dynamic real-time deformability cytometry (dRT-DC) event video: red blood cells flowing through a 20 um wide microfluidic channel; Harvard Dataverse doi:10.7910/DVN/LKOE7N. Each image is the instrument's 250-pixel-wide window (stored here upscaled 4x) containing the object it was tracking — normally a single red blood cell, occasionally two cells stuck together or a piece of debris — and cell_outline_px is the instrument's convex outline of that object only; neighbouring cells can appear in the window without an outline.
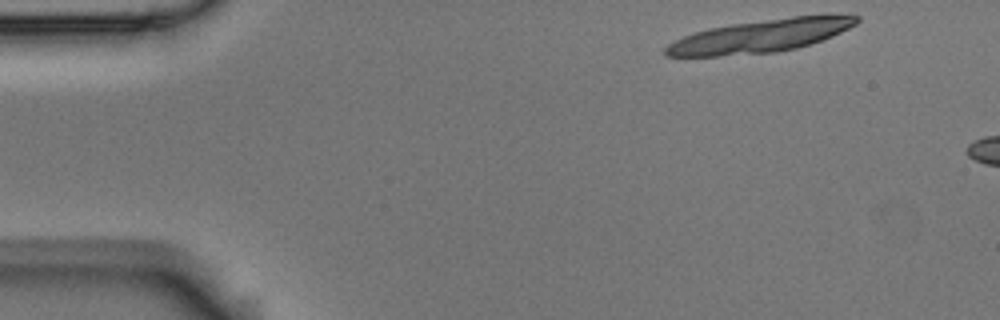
{"species": "Egyptian fruit bat (a non-hibernating species)", "species_latin": "Rousettus aegyptiacus", "temperature_condition": "room temperature", "stored_images_in_passage": 2, "camera_frame_rate_fps": 3000, "um_per_image_px": 0.085, "animal": {"sex": "male"}, "frame": {"image": 1, "passage_image": 1, "time_ms": 0.0, "image_size_px": [1000, 320], "cell_outline_px": [[860, 20], [856, 24], [832, 36], [812, 44], [796, 48], [776, 52], [716, 56], [664, 56], [664, 48], [668, 44], [684, 36], [708, 28], [732, 24], [792, 16], [860, 16]], "centroid_in_image_um": [64.6, 3.07], "position_along_channel_um": 20.4, "area_um2": 36.07}}